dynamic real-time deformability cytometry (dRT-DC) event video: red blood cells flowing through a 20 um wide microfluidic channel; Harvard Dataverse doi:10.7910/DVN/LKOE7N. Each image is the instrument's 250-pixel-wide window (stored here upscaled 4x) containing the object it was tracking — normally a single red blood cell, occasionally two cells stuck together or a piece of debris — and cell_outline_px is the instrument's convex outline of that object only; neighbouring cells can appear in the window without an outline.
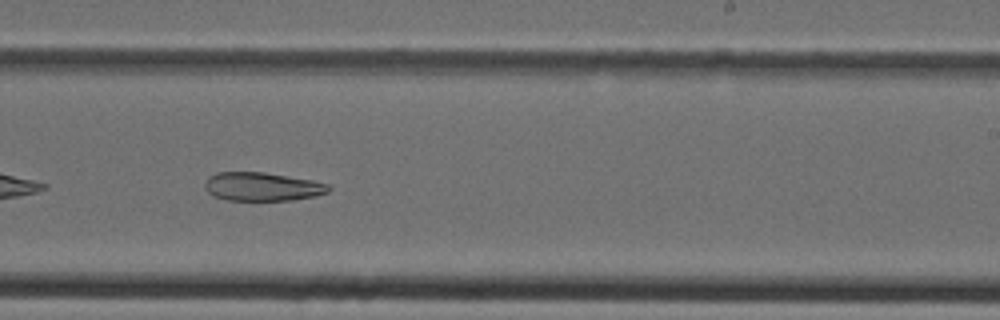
{"species": "Egyptian fruit bat (a non-hibernating species)", "species_latin": "Rousettus aegyptiacus", "temperature_condition": "cold", "stored_images_in_passage": 39, "camera_frame_rate_fps": 3000, "um_per_image_px": 0.085, "animal": {"sex": "female"}, "frame": {"image": 1, "passage_image": 23, "time_ms": 7.333, "image_size_px": [1000, 320], "cell_outline_px": [[332, 188], [328, 192], [316, 196], [292, 200], [228, 200], [212, 196], [204, 188], [204, 184], [208, 176], [216, 172], [264, 172], [312, 180], [328, 184]], "centroid_in_image_um": [22.27, 15.86], "position_along_channel_um": 266.7, "area_um2": 20.75}}
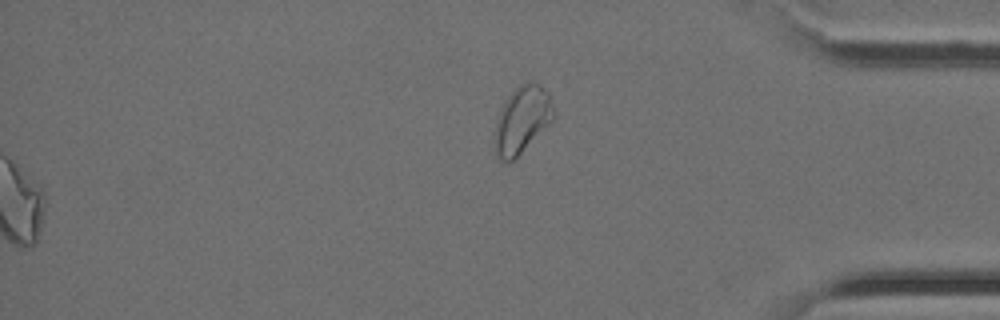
{"frame": {"image": 2, "passage_image": 39, "time_ms": 12.667, "image_size_px": [1000, 320], "cell_outline_px": [[556, 116], [508, 164], [500, 160], [496, 152], [492, 140], [496, 120], [500, 108], [504, 100], [520, 84], [528, 80], [532, 80], [544, 88], [548, 92], [556, 112]], "centroid_in_image_um": [44.34, 10.14], "position_along_channel_um": 390.9, "area_um2": 23.12}}